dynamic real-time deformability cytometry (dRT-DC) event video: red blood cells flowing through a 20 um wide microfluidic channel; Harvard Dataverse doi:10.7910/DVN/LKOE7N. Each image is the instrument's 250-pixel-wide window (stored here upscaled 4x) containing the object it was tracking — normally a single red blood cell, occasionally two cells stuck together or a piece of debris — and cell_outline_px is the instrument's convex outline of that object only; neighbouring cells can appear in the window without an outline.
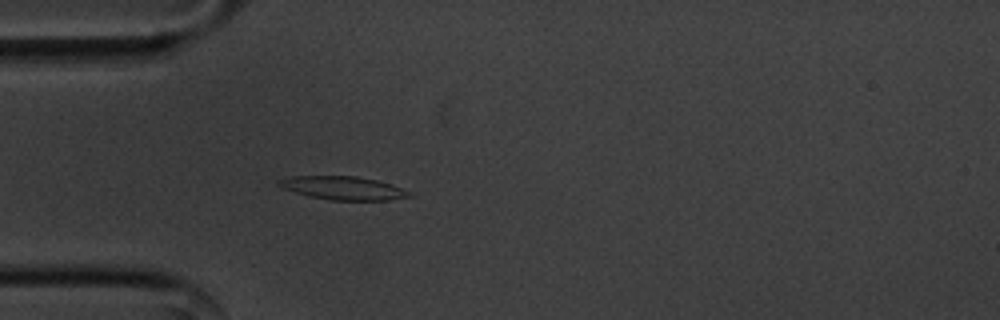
{"species": "common noctule bat (a hibernating species)", "species_latin": "Nyctalus noctula", "temperature_condition": "cold", "stored_images_in_passage": 54, "camera_frame_rate_fps": 3000, "um_per_image_px": 0.085, "animal": {"sex": "male", "body_mass_g": 20.1, "forearm_length_mm": 53.5}, "frame": {"image": 1, "passage_image": 14, "time_ms": 4.333, "image_size_px": [1000, 320], "cell_outline_px": [[412, 196], [388, 200], [332, 200], [308, 196], [284, 188], [276, 184], [276, 180], [292, 176], [356, 176], [376, 180], [392, 184], [412, 192]], "centroid_in_image_um": [29.18, 15.98], "position_along_channel_um": 55.8, "area_um2": 17.74}}
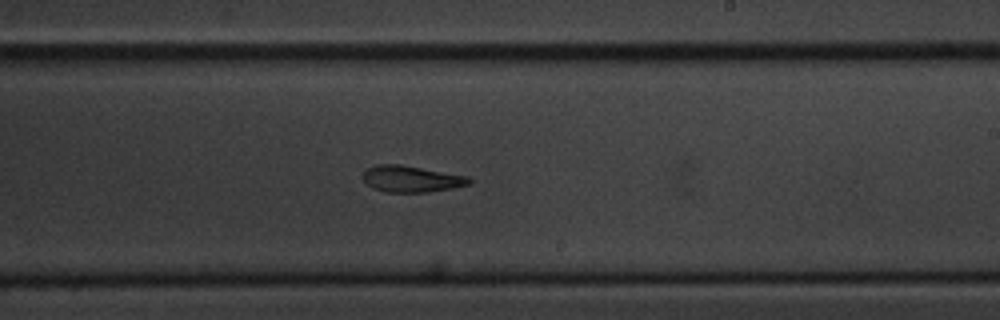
{"frame": {"image": 2, "passage_image": 31, "time_ms": 10.0, "image_size_px": [1000, 320], "cell_outline_px": [[472, 180], [468, 184], [452, 188], [428, 192], [388, 192], [372, 188], [360, 176], [368, 168], [376, 164], [400, 164], [468, 176]], "centroid_in_image_um": [34.93, 15.2], "position_along_channel_um": 254.1, "area_um2": 16.3}}
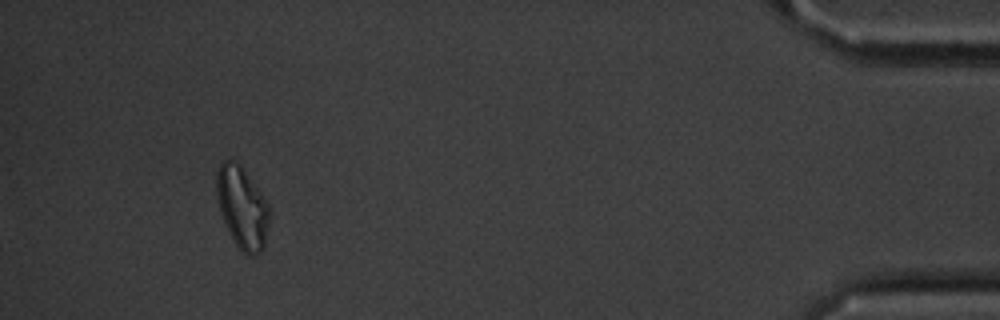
{"frame": {"image": 3, "passage_image": 50, "time_ms": 16.333, "image_size_px": [1000, 320], "cell_outline_px": [[268, 224], [264, 248], [256, 256], [248, 256], [236, 244], [220, 212], [216, 192], [216, 172], [220, 160], [232, 160], [240, 164], [260, 192], [268, 204]], "centroid_in_image_um": [20.57, 17.62], "position_along_channel_um": 414.6, "area_um2": 24.85}, "authors_computed_cell_mechanics": {"area_um2": 17.2822, "velocity_mm_per_s": 3.5845, "shape_relaxation_time_tau1_ms": 10.0706, "shape_relaxation_time_tau2_ms": 7.9284, "deformation_change_tau1": 0.2245, "deformation_change_tau2": 0.1928}}